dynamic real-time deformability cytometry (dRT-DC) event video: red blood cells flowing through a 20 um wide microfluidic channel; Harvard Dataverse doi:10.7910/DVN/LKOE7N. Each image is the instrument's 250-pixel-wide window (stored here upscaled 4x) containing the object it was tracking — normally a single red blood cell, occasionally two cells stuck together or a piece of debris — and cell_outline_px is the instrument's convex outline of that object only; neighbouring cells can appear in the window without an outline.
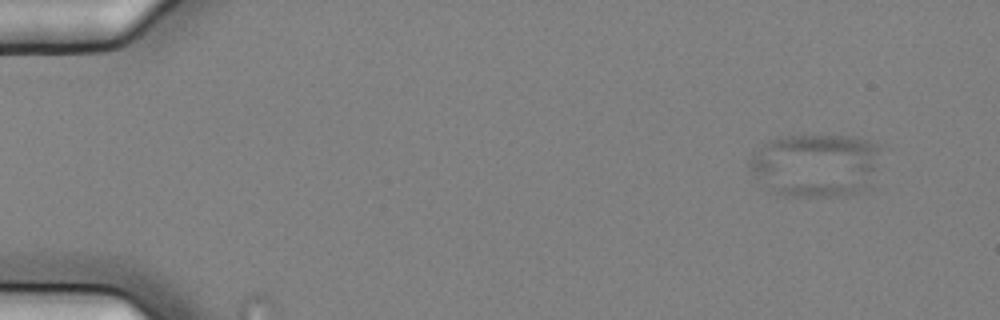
{"species": "common noctule bat (a hibernating species)", "species_latin": "Nyctalus noctula", "temperature_condition": "cold", "stored_images_in_passage": 9, "camera_frame_rate_fps": 3000, "um_per_image_px": 0.085, "animal": {"sex": "female", "body_mass_g": 25.1}, "frame": {"image": 1, "passage_image": 1, "time_ms": 0.0, "image_size_px": [1000, 320], "cell_outline_px": [[884, 144], [872, 188], [864, 192], [848, 196], [784, 196], [776, 192], [756, 176], [748, 168], [748, 160], [752, 152], [768, 140], [776, 136], [852, 136]], "centroid_in_image_um": [69.44, 14.03], "position_along_channel_um": 15.6, "area_um2": 49.77}}
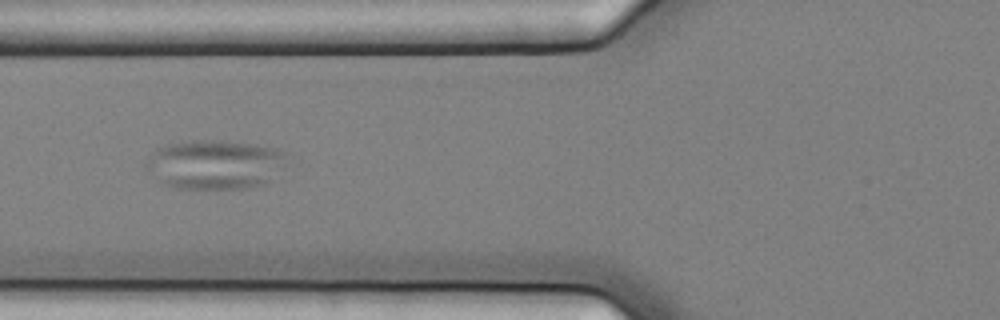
{"frame": {"image": 2, "passage_image": 6, "time_ms": 1.667, "image_size_px": [1000, 320], "cell_outline_px": [[284, 156], [268, 180], [264, 184], [244, 188], [176, 188], [164, 184], [144, 168], [144, 164], [152, 152], [156, 148], [168, 144], [192, 140], [220, 140], [256, 144], [272, 148], [284, 152]], "centroid_in_image_um": [18.12, 13.96], "position_along_channel_um": 107.7, "area_um2": 39.59}}
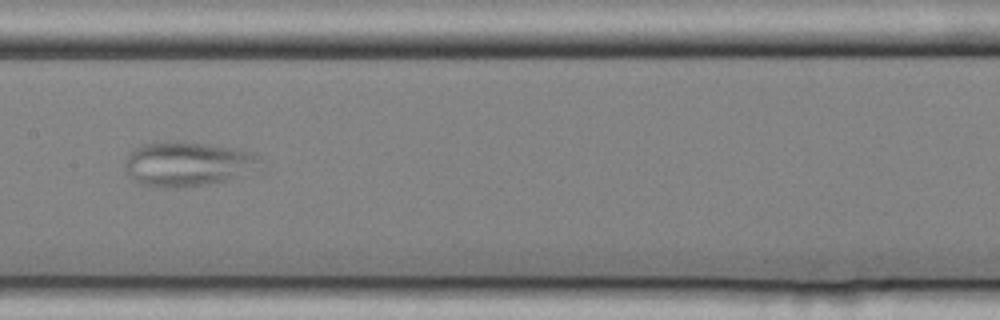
{"frame": {"image": 3, "passage_image": 8, "time_ms": 2.333, "image_size_px": [1000, 320], "cell_outline_px": [[264, 172], [228, 180], [180, 188], [156, 188], [140, 184], [132, 180], [124, 168], [124, 160], [128, 152], [132, 148], [140, 144], [168, 140], [176, 140], [208, 144], [256, 152], [264, 160]], "centroid_in_image_um": [16.03, 13.94], "position_along_channel_um": 191.4, "area_um2": 36.99}}